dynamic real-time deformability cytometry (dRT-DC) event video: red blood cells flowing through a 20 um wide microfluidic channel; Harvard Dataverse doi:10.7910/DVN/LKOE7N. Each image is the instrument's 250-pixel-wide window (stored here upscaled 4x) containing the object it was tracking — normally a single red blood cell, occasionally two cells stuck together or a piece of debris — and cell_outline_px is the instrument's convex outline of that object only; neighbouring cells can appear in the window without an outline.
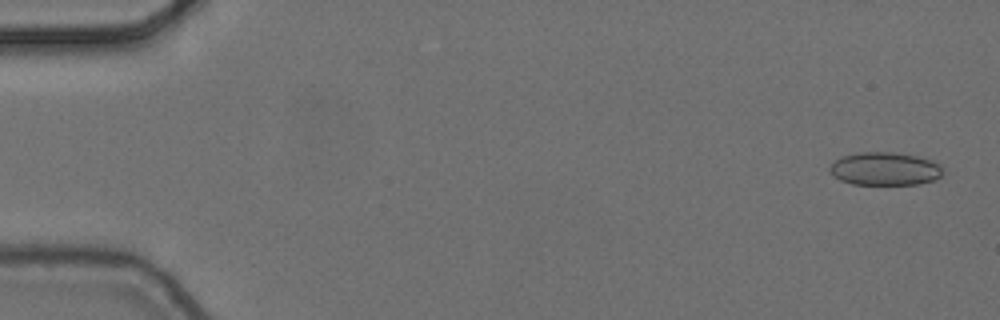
{"species": "common noctule bat (a hibernating species)", "species_latin": "Nyctalus noctula", "temperature_condition": "cold", "stored_images_in_passage": 4, "camera_frame_rate_fps": 3000, "um_per_image_px": 0.085, "animal": {"sex": "female", "body_mass_g": 24.6, "forearm_length_mm": 56.2}, "frame": {"image": 1, "passage_image": 1, "time_ms": 0.0, "image_size_px": [1000, 320], "cell_outline_px": [[944, 172], [936, 180], [916, 184], [852, 184], [840, 180], [832, 176], [828, 168], [840, 156], [860, 152], [892, 152], [916, 156], [940, 164]], "centroid_in_image_um": [75.19, 14.35], "position_along_channel_um": 9.8, "area_um2": 21.85}}